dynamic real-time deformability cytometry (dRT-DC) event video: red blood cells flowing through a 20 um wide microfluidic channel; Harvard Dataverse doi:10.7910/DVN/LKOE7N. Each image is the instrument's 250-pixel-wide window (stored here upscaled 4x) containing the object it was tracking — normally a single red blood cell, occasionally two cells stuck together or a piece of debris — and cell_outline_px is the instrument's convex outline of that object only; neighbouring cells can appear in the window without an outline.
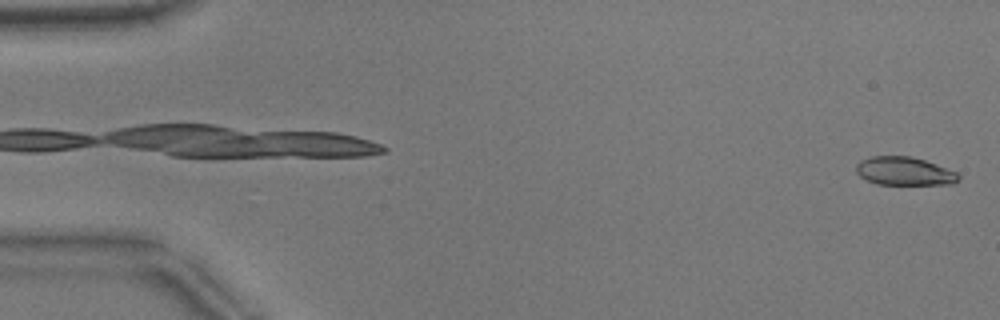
{"species": "common noctule bat (a hibernating species)", "species_latin": "Nyctalus noctula", "temperature_condition": "warm", "stored_images_in_passage": 53, "camera_frame_rate_fps": 3000, "um_per_image_px": 0.085, "animal": {"sex": "male", "body_mass_g": 17.9}, "frame": {"image": 1, "passage_image": 2, "time_ms": 0.333, "image_size_px": [1000, 320], "cell_outline_px": [[960, 180], [952, 184], [876, 184], [860, 176], [856, 172], [856, 164], [860, 160], [872, 156], [912, 156], [936, 164], [956, 172], [960, 176]], "centroid_in_image_um": [76.86, 14.54], "position_along_channel_um": 8.1, "area_um2": 16.88}}
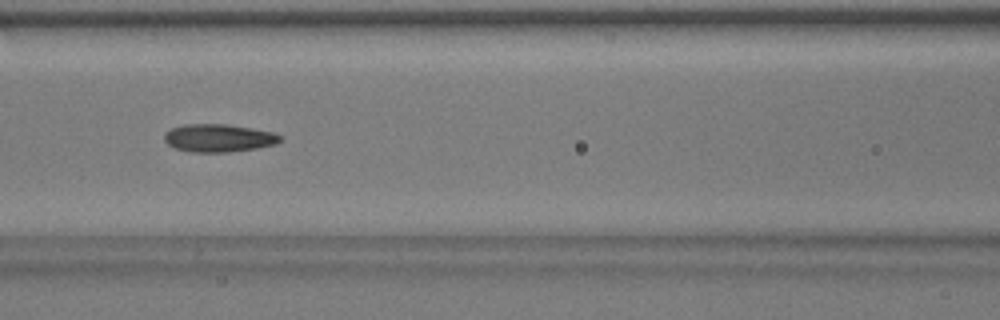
{"frame": {"image": 2, "passage_image": 24, "time_ms": 7.667, "image_size_px": [1000, 320], "cell_outline_px": [[284, 140], [276, 144], [256, 148], [228, 152], [192, 152], [176, 148], [168, 144], [164, 140], [164, 132], [172, 128], [184, 124], [228, 124], [252, 128], [272, 132], [280, 136]], "centroid_in_image_um": [18.58, 11.72], "position_along_channel_um": 148.0, "area_um2": 18.84}}
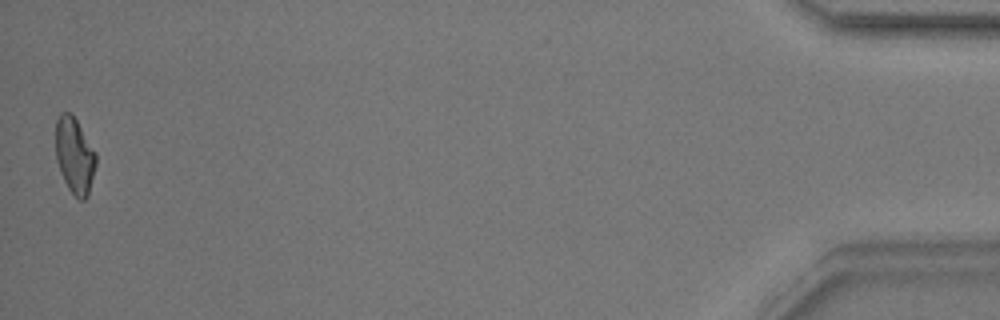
{"frame": {"image": 3, "passage_image": 53, "time_ms": 17.333, "image_size_px": [1000, 320], "cell_outline_px": [[96, 164], [88, 196], [84, 200], [80, 200], [68, 188], [60, 172], [56, 160], [56, 120], [60, 112], [72, 112], [96, 152]], "centroid_in_image_um": [6.34, 13.19], "position_along_channel_um": 428.9, "area_um2": 17.98}, "authors_computed_cell_mechanics": {"area_um2": 18.1492, "velocity_mm_per_s": 3.8519, "shape_relaxation_time_tau1_ms": 5.0401, "shape_relaxation_time_tau2_ms": 2.4953, "deformation_change_tau1": 0.1569, "deformation_change_tau2": 0.0963}}